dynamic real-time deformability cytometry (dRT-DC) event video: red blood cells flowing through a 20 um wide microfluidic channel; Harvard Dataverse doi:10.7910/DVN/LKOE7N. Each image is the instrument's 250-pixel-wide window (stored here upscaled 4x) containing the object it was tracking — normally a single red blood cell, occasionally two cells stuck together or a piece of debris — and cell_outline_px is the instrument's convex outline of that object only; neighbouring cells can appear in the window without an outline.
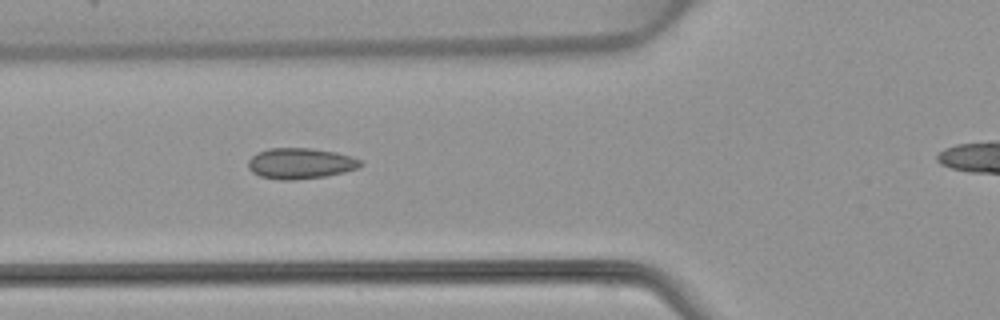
{"species": "common noctule bat (a hibernating species)", "species_latin": "Nyctalus noctula", "temperature_condition": "warm", "stored_images_in_passage": 4, "camera_frame_rate_fps": 3000, "um_per_image_px": 0.085, "animal": {"sex": "female", "body_mass_g": 22.7, "forearm_length_mm": 54.2}, "frame": {"image": 1, "passage_image": 2, "time_ms": 1.0, "image_size_px": [1000, 320], "cell_outline_px": [[364, 164], [356, 168], [344, 172], [324, 176], [296, 180], [280, 180], [260, 176], [252, 172], [248, 168], [248, 160], [256, 152], [268, 148], [312, 148], [336, 152], [352, 156], [364, 160]], "centroid_in_image_um": [25.54, 13.88], "position_along_channel_um": 100.3, "area_um2": 20.4}}